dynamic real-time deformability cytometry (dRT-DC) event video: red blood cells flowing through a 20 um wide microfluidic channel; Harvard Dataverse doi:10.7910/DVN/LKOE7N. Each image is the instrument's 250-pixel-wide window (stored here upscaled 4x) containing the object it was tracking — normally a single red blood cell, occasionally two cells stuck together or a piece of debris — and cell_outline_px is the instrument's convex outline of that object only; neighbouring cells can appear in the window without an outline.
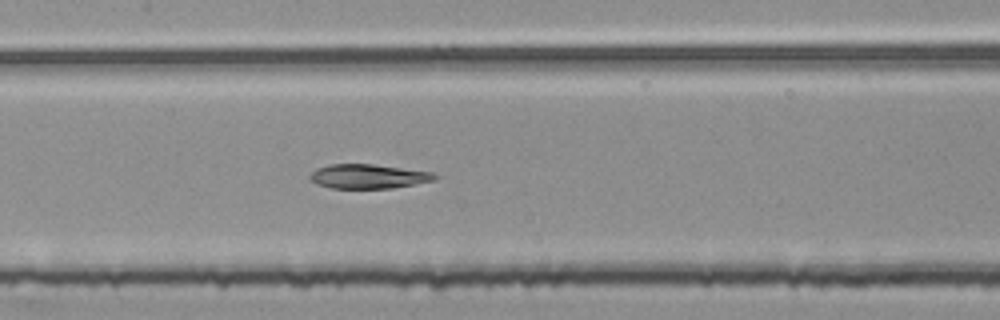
{"species": "common noctule bat (a hibernating species)", "species_latin": "Nyctalus noctula", "temperature_condition": "room temperature", "stored_images_in_passage": 32, "camera_frame_rate_fps": 3000, "um_per_image_px": 0.085, "animal": {"sex": "female", "body_mass_g": 25.1}, "frame": {"image": 1, "passage_image": 25, "time_ms": 8.0, "image_size_px": [1000, 320], "cell_outline_px": [[440, 176], [436, 180], [392, 188], [332, 188], [316, 184], [308, 180], [308, 176], [316, 168], [328, 164], [372, 164], [432, 172]], "centroid_in_image_um": [31.27, 14.99], "position_along_channel_um": 176.1, "area_um2": 17.8}}
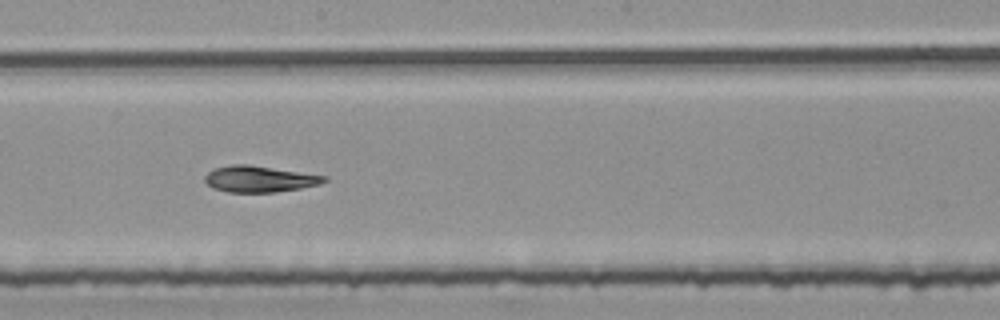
{"frame": {"image": 2, "passage_image": 29, "time_ms": 9.333, "image_size_px": [1000, 320], "cell_outline_px": [[328, 180], [320, 184], [300, 188], [272, 192], [228, 192], [212, 188], [204, 180], [204, 176], [208, 172], [216, 168], [232, 164], [248, 164], [328, 176]], "centroid_in_image_um": [22.05, 15.21], "position_along_channel_um": 226.2, "area_um2": 18.21}}